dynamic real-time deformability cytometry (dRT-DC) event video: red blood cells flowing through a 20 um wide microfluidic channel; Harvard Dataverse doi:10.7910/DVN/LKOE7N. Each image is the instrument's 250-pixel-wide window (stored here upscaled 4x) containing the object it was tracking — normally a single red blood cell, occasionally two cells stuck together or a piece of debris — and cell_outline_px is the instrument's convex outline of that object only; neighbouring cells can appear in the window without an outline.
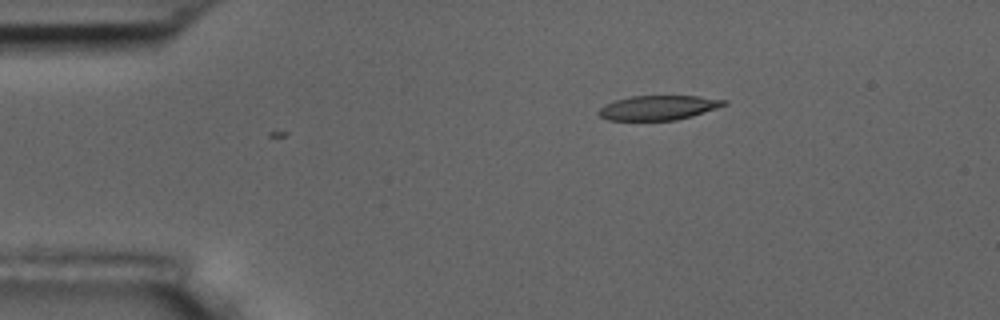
{"species": "common noctule bat (a hibernating species)", "species_latin": "Nyctalus noctula", "temperature_condition": "room temperature", "stored_images_in_passage": 2, "camera_frame_rate_fps": 3000, "um_per_image_px": 0.085, "animal": {"sex": "male", "body_mass_g": 17.5, "forearm_length_mm": 52.3}, "frame": {"image": 1, "passage_image": 2, "time_ms": 2.0, "image_size_px": [1000, 320], "cell_outline_px": [[728, 104], [692, 116], [676, 120], [608, 120], [600, 116], [596, 112], [604, 104], [616, 100], [632, 96], [700, 96], [728, 100]], "centroid_in_image_um": [55.96, 9.15], "position_along_channel_um": 29.0, "area_um2": 17.92}}